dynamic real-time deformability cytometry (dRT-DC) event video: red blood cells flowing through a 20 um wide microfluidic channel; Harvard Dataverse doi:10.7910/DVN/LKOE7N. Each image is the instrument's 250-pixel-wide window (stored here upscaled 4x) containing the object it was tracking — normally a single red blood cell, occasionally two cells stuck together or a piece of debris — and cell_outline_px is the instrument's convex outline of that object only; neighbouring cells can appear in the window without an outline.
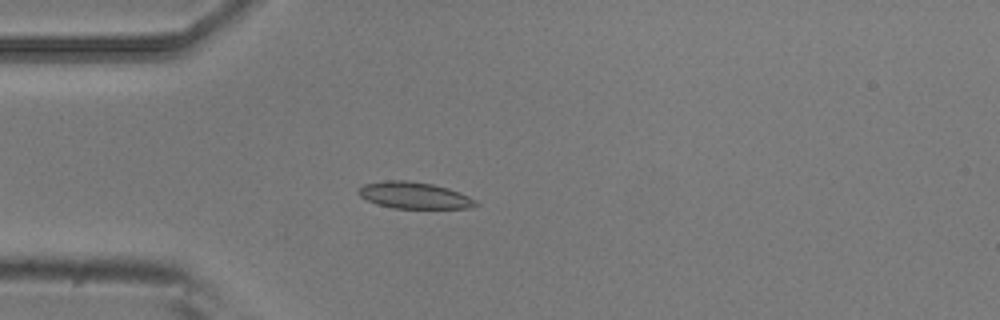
{"species": "common noctule bat (a hibernating species)", "species_latin": "Nyctalus noctula", "temperature_condition": "room temperature", "stored_images_in_passage": 5, "camera_frame_rate_fps": 3000, "um_per_image_px": 0.085, "animal": {"sex": "male", "body_mass_g": 20.5, "forearm_length_mm": 52.5}, "frame": {"image": 1, "passage_image": 4, "time_ms": 1.0, "image_size_px": [1000, 320], "cell_outline_px": [[480, 204], [472, 208], [392, 208], [376, 204], [360, 196], [356, 192], [356, 188], [364, 184], [388, 180], [408, 180], [432, 184], [448, 188], [460, 192], [476, 200]], "centroid_in_image_um": [35.2, 16.6], "position_along_channel_um": 49.8, "area_um2": 18.32}}